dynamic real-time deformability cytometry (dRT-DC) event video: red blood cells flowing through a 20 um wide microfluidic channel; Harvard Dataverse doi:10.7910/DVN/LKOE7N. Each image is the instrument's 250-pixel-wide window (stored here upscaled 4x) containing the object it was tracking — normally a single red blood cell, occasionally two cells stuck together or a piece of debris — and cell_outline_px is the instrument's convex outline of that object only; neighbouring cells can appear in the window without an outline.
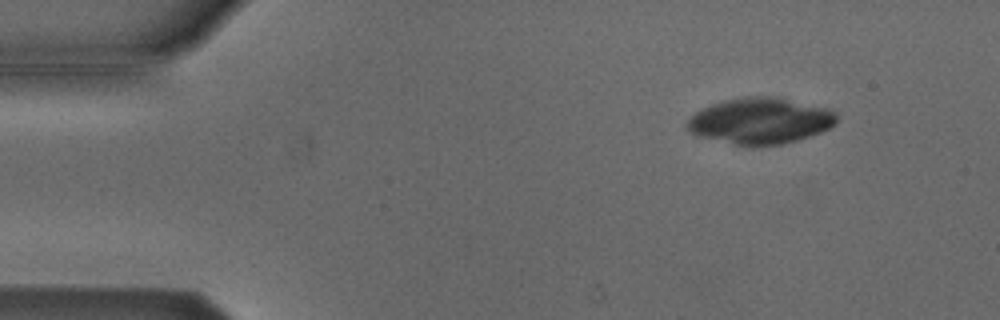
{"species": "Egyptian fruit bat (a non-hibernating species)", "species_latin": "Rousettus aegyptiacus", "temperature_condition": "cold", "stored_images_in_passage": 49, "camera_frame_rate_fps": 3000, "um_per_image_px": 0.085, "animal": {"sex": "male"}, "frame": {"image": 1, "passage_image": 2, "time_ms": 0.333, "image_size_px": [1000, 320], "cell_outline_px": [[836, 124], [820, 132], [796, 140], [780, 144], [752, 148], [748, 148], [696, 136], [684, 124], [696, 112], [712, 104], [724, 100], [748, 96], [768, 96], [828, 108], [836, 112]], "centroid_in_image_um": [64.58, 10.31], "position_along_channel_um": 20.4, "area_um2": 40.23}}
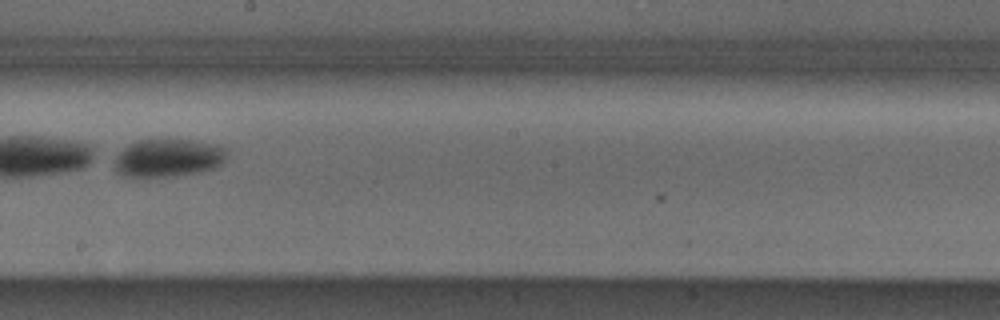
{"frame": {"image": 2, "passage_image": 26, "time_ms": 8.333, "image_size_px": [1000, 320], "cell_outline_px": [[228, 156], [216, 168], [204, 172], [176, 176], [124, 176], [116, 172], [112, 168], [108, 160], [128, 144], [136, 140], [192, 140], [220, 144], [228, 152]], "centroid_in_image_um": [14.24, 13.42], "position_along_channel_um": 234.0, "area_um2": 25.72}}